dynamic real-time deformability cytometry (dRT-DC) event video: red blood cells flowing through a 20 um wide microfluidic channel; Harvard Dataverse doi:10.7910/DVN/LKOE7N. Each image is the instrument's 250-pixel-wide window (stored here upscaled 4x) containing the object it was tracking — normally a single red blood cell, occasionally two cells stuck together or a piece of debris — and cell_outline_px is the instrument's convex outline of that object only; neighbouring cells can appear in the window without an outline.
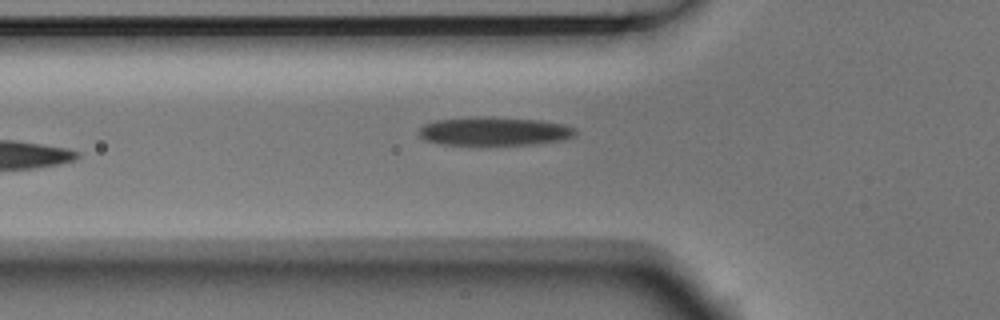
{"species": "Egyptian fruit bat (a non-hibernating species)", "species_latin": "Rousettus aegyptiacus", "temperature_condition": "room temperature", "stored_images_in_passage": 5, "camera_frame_rate_fps": 3000, "um_per_image_px": 0.085, "animal": {"sex": "male"}, "frame": {"image": 1, "passage_image": 5, "time_ms": 1.333, "image_size_px": [1000, 320], "cell_outline_px": [[576, 136], [564, 140], [532, 144], [440, 144], [424, 140], [420, 136], [420, 128], [424, 124], [436, 120], [540, 120], [564, 124], [576, 128]], "centroid_in_image_um": [42.1, 11.21], "position_along_channel_um": 83.7, "area_um2": 24.45}}